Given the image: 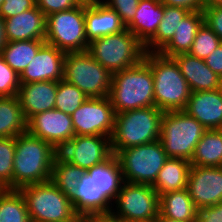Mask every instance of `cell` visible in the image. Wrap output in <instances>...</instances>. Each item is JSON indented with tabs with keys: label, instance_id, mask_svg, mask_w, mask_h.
Segmentation results:
<instances>
[{
	"label": "cell",
	"instance_id": "cell-1",
	"mask_svg": "<svg viewBox=\"0 0 222 222\" xmlns=\"http://www.w3.org/2000/svg\"><path fill=\"white\" fill-rule=\"evenodd\" d=\"M58 154L49 142L28 132L15 137L13 161V189L51 179L54 159Z\"/></svg>",
	"mask_w": 222,
	"mask_h": 222
},
{
	"label": "cell",
	"instance_id": "cell-2",
	"mask_svg": "<svg viewBox=\"0 0 222 222\" xmlns=\"http://www.w3.org/2000/svg\"><path fill=\"white\" fill-rule=\"evenodd\" d=\"M108 97L115 113L155 106L153 74L147 62L143 59L113 73Z\"/></svg>",
	"mask_w": 222,
	"mask_h": 222
},
{
	"label": "cell",
	"instance_id": "cell-3",
	"mask_svg": "<svg viewBox=\"0 0 222 222\" xmlns=\"http://www.w3.org/2000/svg\"><path fill=\"white\" fill-rule=\"evenodd\" d=\"M143 59L153 74L155 106L163 112L184 110L191 91L176 61L159 52H145Z\"/></svg>",
	"mask_w": 222,
	"mask_h": 222
},
{
	"label": "cell",
	"instance_id": "cell-4",
	"mask_svg": "<svg viewBox=\"0 0 222 222\" xmlns=\"http://www.w3.org/2000/svg\"><path fill=\"white\" fill-rule=\"evenodd\" d=\"M163 114L156 106L115 113L110 138L112 153L116 155L120 150L159 140Z\"/></svg>",
	"mask_w": 222,
	"mask_h": 222
},
{
	"label": "cell",
	"instance_id": "cell-5",
	"mask_svg": "<svg viewBox=\"0 0 222 222\" xmlns=\"http://www.w3.org/2000/svg\"><path fill=\"white\" fill-rule=\"evenodd\" d=\"M31 222L84 221L70 199L51 181L21 187Z\"/></svg>",
	"mask_w": 222,
	"mask_h": 222
},
{
	"label": "cell",
	"instance_id": "cell-6",
	"mask_svg": "<svg viewBox=\"0 0 222 222\" xmlns=\"http://www.w3.org/2000/svg\"><path fill=\"white\" fill-rule=\"evenodd\" d=\"M206 130L197 119L184 110L164 112L159 140L168 158L190 161Z\"/></svg>",
	"mask_w": 222,
	"mask_h": 222
},
{
	"label": "cell",
	"instance_id": "cell-7",
	"mask_svg": "<svg viewBox=\"0 0 222 222\" xmlns=\"http://www.w3.org/2000/svg\"><path fill=\"white\" fill-rule=\"evenodd\" d=\"M87 52L112 74L143 60L144 45L126 28L89 43Z\"/></svg>",
	"mask_w": 222,
	"mask_h": 222
},
{
	"label": "cell",
	"instance_id": "cell-8",
	"mask_svg": "<svg viewBox=\"0 0 222 222\" xmlns=\"http://www.w3.org/2000/svg\"><path fill=\"white\" fill-rule=\"evenodd\" d=\"M63 79L77 86L88 98L109 95L112 73L87 51L68 52L64 58Z\"/></svg>",
	"mask_w": 222,
	"mask_h": 222
},
{
	"label": "cell",
	"instance_id": "cell-9",
	"mask_svg": "<svg viewBox=\"0 0 222 222\" xmlns=\"http://www.w3.org/2000/svg\"><path fill=\"white\" fill-rule=\"evenodd\" d=\"M116 156L125 182L151 186L168 159L160 140L120 150Z\"/></svg>",
	"mask_w": 222,
	"mask_h": 222
},
{
	"label": "cell",
	"instance_id": "cell-10",
	"mask_svg": "<svg viewBox=\"0 0 222 222\" xmlns=\"http://www.w3.org/2000/svg\"><path fill=\"white\" fill-rule=\"evenodd\" d=\"M45 42L65 53L87 51L85 4L47 16Z\"/></svg>",
	"mask_w": 222,
	"mask_h": 222
},
{
	"label": "cell",
	"instance_id": "cell-11",
	"mask_svg": "<svg viewBox=\"0 0 222 222\" xmlns=\"http://www.w3.org/2000/svg\"><path fill=\"white\" fill-rule=\"evenodd\" d=\"M159 195L151 185L122 184L110 215L127 222H151L159 216Z\"/></svg>",
	"mask_w": 222,
	"mask_h": 222
},
{
	"label": "cell",
	"instance_id": "cell-12",
	"mask_svg": "<svg viewBox=\"0 0 222 222\" xmlns=\"http://www.w3.org/2000/svg\"><path fill=\"white\" fill-rule=\"evenodd\" d=\"M71 118L75 135L112 136L115 111L108 96L87 98Z\"/></svg>",
	"mask_w": 222,
	"mask_h": 222
},
{
	"label": "cell",
	"instance_id": "cell-13",
	"mask_svg": "<svg viewBox=\"0 0 222 222\" xmlns=\"http://www.w3.org/2000/svg\"><path fill=\"white\" fill-rule=\"evenodd\" d=\"M58 154L68 163L87 171L107 160L113 153L110 137L75 135Z\"/></svg>",
	"mask_w": 222,
	"mask_h": 222
},
{
	"label": "cell",
	"instance_id": "cell-14",
	"mask_svg": "<svg viewBox=\"0 0 222 222\" xmlns=\"http://www.w3.org/2000/svg\"><path fill=\"white\" fill-rule=\"evenodd\" d=\"M27 132L58 151L75 136L71 115L55 108L32 116L27 121Z\"/></svg>",
	"mask_w": 222,
	"mask_h": 222
},
{
	"label": "cell",
	"instance_id": "cell-15",
	"mask_svg": "<svg viewBox=\"0 0 222 222\" xmlns=\"http://www.w3.org/2000/svg\"><path fill=\"white\" fill-rule=\"evenodd\" d=\"M187 191L199 210L222 202V166H190Z\"/></svg>",
	"mask_w": 222,
	"mask_h": 222
},
{
	"label": "cell",
	"instance_id": "cell-16",
	"mask_svg": "<svg viewBox=\"0 0 222 222\" xmlns=\"http://www.w3.org/2000/svg\"><path fill=\"white\" fill-rule=\"evenodd\" d=\"M66 53L54 45L44 43L24 72L20 84L41 81H60L63 79Z\"/></svg>",
	"mask_w": 222,
	"mask_h": 222
},
{
	"label": "cell",
	"instance_id": "cell-17",
	"mask_svg": "<svg viewBox=\"0 0 222 222\" xmlns=\"http://www.w3.org/2000/svg\"><path fill=\"white\" fill-rule=\"evenodd\" d=\"M184 111L207 130L222 129V88L191 92Z\"/></svg>",
	"mask_w": 222,
	"mask_h": 222
},
{
	"label": "cell",
	"instance_id": "cell-18",
	"mask_svg": "<svg viewBox=\"0 0 222 222\" xmlns=\"http://www.w3.org/2000/svg\"><path fill=\"white\" fill-rule=\"evenodd\" d=\"M6 41L45 40L46 17L36 6L4 19Z\"/></svg>",
	"mask_w": 222,
	"mask_h": 222
},
{
	"label": "cell",
	"instance_id": "cell-19",
	"mask_svg": "<svg viewBox=\"0 0 222 222\" xmlns=\"http://www.w3.org/2000/svg\"><path fill=\"white\" fill-rule=\"evenodd\" d=\"M56 92V81L20 84L17 97L26 120L35 114L54 109Z\"/></svg>",
	"mask_w": 222,
	"mask_h": 222
},
{
	"label": "cell",
	"instance_id": "cell-20",
	"mask_svg": "<svg viewBox=\"0 0 222 222\" xmlns=\"http://www.w3.org/2000/svg\"><path fill=\"white\" fill-rule=\"evenodd\" d=\"M186 79L191 92L213 91L222 88V79L214 73L204 59L181 53L172 57Z\"/></svg>",
	"mask_w": 222,
	"mask_h": 222
},
{
	"label": "cell",
	"instance_id": "cell-21",
	"mask_svg": "<svg viewBox=\"0 0 222 222\" xmlns=\"http://www.w3.org/2000/svg\"><path fill=\"white\" fill-rule=\"evenodd\" d=\"M75 212L84 218L110 215L112 202L97 188L91 177L85 173L77 187V192L70 199Z\"/></svg>",
	"mask_w": 222,
	"mask_h": 222
},
{
	"label": "cell",
	"instance_id": "cell-22",
	"mask_svg": "<svg viewBox=\"0 0 222 222\" xmlns=\"http://www.w3.org/2000/svg\"><path fill=\"white\" fill-rule=\"evenodd\" d=\"M85 27L88 43L126 29L120 16L104 3L85 5Z\"/></svg>",
	"mask_w": 222,
	"mask_h": 222
},
{
	"label": "cell",
	"instance_id": "cell-23",
	"mask_svg": "<svg viewBox=\"0 0 222 222\" xmlns=\"http://www.w3.org/2000/svg\"><path fill=\"white\" fill-rule=\"evenodd\" d=\"M163 14L160 0H139L136 14L126 28L145 46L155 36Z\"/></svg>",
	"mask_w": 222,
	"mask_h": 222
},
{
	"label": "cell",
	"instance_id": "cell-24",
	"mask_svg": "<svg viewBox=\"0 0 222 222\" xmlns=\"http://www.w3.org/2000/svg\"><path fill=\"white\" fill-rule=\"evenodd\" d=\"M204 23L203 10L191 11L177 27L172 39L159 51L166 57L188 53L198 29Z\"/></svg>",
	"mask_w": 222,
	"mask_h": 222
},
{
	"label": "cell",
	"instance_id": "cell-25",
	"mask_svg": "<svg viewBox=\"0 0 222 222\" xmlns=\"http://www.w3.org/2000/svg\"><path fill=\"white\" fill-rule=\"evenodd\" d=\"M99 191L113 203L124 183L122 169L115 154L86 171Z\"/></svg>",
	"mask_w": 222,
	"mask_h": 222
},
{
	"label": "cell",
	"instance_id": "cell-26",
	"mask_svg": "<svg viewBox=\"0 0 222 222\" xmlns=\"http://www.w3.org/2000/svg\"><path fill=\"white\" fill-rule=\"evenodd\" d=\"M159 214L172 220L197 222V211L187 189L159 196Z\"/></svg>",
	"mask_w": 222,
	"mask_h": 222
},
{
	"label": "cell",
	"instance_id": "cell-27",
	"mask_svg": "<svg viewBox=\"0 0 222 222\" xmlns=\"http://www.w3.org/2000/svg\"><path fill=\"white\" fill-rule=\"evenodd\" d=\"M190 161L182 158H168L152 185L158 195L186 189Z\"/></svg>",
	"mask_w": 222,
	"mask_h": 222
},
{
	"label": "cell",
	"instance_id": "cell-28",
	"mask_svg": "<svg viewBox=\"0 0 222 222\" xmlns=\"http://www.w3.org/2000/svg\"><path fill=\"white\" fill-rule=\"evenodd\" d=\"M190 163L200 167L222 166V129L205 131L195 147Z\"/></svg>",
	"mask_w": 222,
	"mask_h": 222
},
{
	"label": "cell",
	"instance_id": "cell-29",
	"mask_svg": "<svg viewBox=\"0 0 222 222\" xmlns=\"http://www.w3.org/2000/svg\"><path fill=\"white\" fill-rule=\"evenodd\" d=\"M27 132V120L16 96L0 97V138Z\"/></svg>",
	"mask_w": 222,
	"mask_h": 222
},
{
	"label": "cell",
	"instance_id": "cell-30",
	"mask_svg": "<svg viewBox=\"0 0 222 222\" xmlns=\"http://www.w3.org/2000/svg\"><path fill=\"white\" fill-rule=\"evenodd\" d=\"M191 10L164 5V14L155 36L144 46L145 52H159L174 36L177 27Z\"/></svg>",
	"mask_w": 222,
	"mask_h": 222
},
{
	"label": "cell",
	"instance_id": "cell-31",
	"mask_svg": "<svg viewBox=\"0 0 222 222\" xmlns=\"http://www.w3.org/2000/svg\"><path fill=\"white\" fill-rule=\"evenodd\" d=\"M44 43L45 40L9 41L6 42L0 54L20 76Z\"/></svg>",
	"mask_w": 222,
	"mask_h": 222
},
{
	"label": "cell",
	"instance_id": "cell-32",
	"mask_svg": "<svg viewBox=\"0 0 222 222\" xmlns=\"http://www.w3.org/2000/svg\"><path fill=\"white\" fill-rule=\"evenodd\" d=\"M85 173L84 169L68 163L57 154L53 162L50 180L71 199L77 192V187Z\"/></svg>",
	"mask_w": 222,
	"mask_h": 222
},
{
	"label": "cell",
	"instance_id": "cell-33",
	"mask_svg": "<svg viewBox=\"0 0 222 222\" xmlns=\"http://www.w3.org/2000/svg\"><path fill=\"white\" fill-rule=\"evenodd\" d=\"M0 222H31L20 190L3 189L0 192Z\"/></svg>",
	"mask_w": 222,
	"mask_h": 222
},
{
	"label": "cell",
	"instance_id": "cell-34",
	"mask_svg": "<svg viewBox=\"0 0 222 222\" xmlns=\"http://www.w3.org/2000/svg\"><path fill=\"white\" fill-rule=\"evenodd\" d=\"M87 98L77 86L61 79L57 82L54 108L71 115Z\"/></svg>",
	"mask_w": 222,
	"mask_h": 222
},
{
	"label": "cell",
	"instance_id": "cell-35",
	"mask_svg": "<svg viewBox=\"0 0 222 222\" xmlns=\"http://www.w3.org/2000/svg\"><path fill=\"white\" fill-rule=\"evenodd\" d=\"M15 137L0 138V186L13 189Z\"/></svg>",
	"mask_w": 222,
	"mask_h": 222
},
{
	"label": "cell",
	"instance_id": "cell-36",
	"mask_svg": "<svg viewBox=\"0 0 222 222\" xmlns=\"http://www.w3.org/2000/svg\"><path fill=\"white\" fill-rule=\"evenodd\" d=\"M221 43L220 38L212 29L203 23L198 29L192 48L188 53L205 60Z\"/></svg>",
	"mask_w": 222,
	"mask_h": 222
},
{
	"label": "cell",
	"instance_id": "cell-37",
	"mask_svg": "<svg viewBox=\"0 0 222 222\" xmlns=\"http://www.w3.org/2000/svg\"><path fill=\"white\" fill-rule=\"evenodd\" d=\"M20 76L5 62L0 54V97H12L18 94Z\"/></svg>",
	"mask_w": 222,
	"mask_h": 222
},
{
	"label": "cell",
	"instance_id": "cell-38",
	"mask_svg": "<svg viewBox=\"0 0 222 222\" xmlns=\"http://www.w3.org/2000/svg\"><path fill=\"white\" fill-rule=\"evenodd\" d=\"M138 3L139 0H104V4L120 16L125 26L133 20Z\"/></svg>",
	"mask_w": 222,
	"mask_h": 222
},
{
	"label": "cell",
	"instance_id": "cell-39",
	"mask_svg": "<svg viewBox=\"0 0 222 222\" xmlns=\"http://www.w3.org/2000/svg\"><path fill=\"white\" fill-rule=\"evenodd\" d=\"M36 6V0H4L0 8V16L7 19Z\"/></svg>",
	"mask_w": 222,
	"mask_h": 222
},
{
	"label": "cell",
	"instance_id": "cell-40",
	"mask_svg": "<svg viewBox=\"0 0 222 222\" xmlns=\"http://www.w3.org/2000/svg\"><path fill=\"white\" fill-rule=\"evenodd\" d=\"M36 2L45 17L52 13L73 9L79 5L77 0H36Z\"/></svg>",
	"mask_w": 222,
	"mask_h": 222
},
{
	"label": "cell",
	"instance_id": "cell-41",
	"mask_svg": "<svg viewBox=\"0 0 222 222\" xmlns=\"http://www.w3.org/2000/svg\"><path fill=\"white\" fill-rule=\"evenodd\" d=\"M204 23L220 38L222 42V6L203 8Z\"/></svg>",
	"mask_w": 222,
	"mask_h": 222
},
{
	"label": "cell",
	"instance_id": "cell-42",
	"mask_svg": "<svg viewBox=\"0 0 222 222\" xmlns=\"http://www.w3.org/2000/svg\"><path fill=\"white\" fill-rule=\"evenodd\" d=\"M197 222H222V202L197 211Z\"/></svg>",
	"mask_w": 222,
	"mask_h": 222
},
{
	"label": "cell",
	"instance_id": "cell-43",
	"mask_svg": "<svg viewBox=\"0 0 222 222\" xmlns=\"http://www.w3.org/2000/svg\"><path fill=\"white\" fill-rule=\"evenodd\" d=\"M205 62L222 79V43L205 59Z\"/></svg>",
	"mask_w": 222,
	"mask_h": 222
},
{
	"label": "cell",
	"instance_id": "cell-44",
	"mask_svg": "<svg viewBox=\"0 0 222 222\" xmlns=\"http://www.w3.org/2000/svg\"><path fill=\"white\" fill-rule=\"evenodd\" d=\"M162 4L168 6L182 7L191 11L203 9V0H160Z\"/></svg>",
	"mask_w": 222,
	"mask_h": 222
},
{
	"label": "cell",
	"instance_id": "cell-45",
	"mask_svg": "<svg viewBox=\"0 0 222 222\" xmlns=\"http://www.w3.org/2000/svg\"><path fill=\"white\" fill-rule=\"evenodd\" d=\"M84 222H122L113 218L111 215L90 216L84 218Z\"/></svg>",
	"mask_w": 222,
	"mask_h": 222
},
{
	"label": "cell",
	"instance_id": "cell-46",
	"mask_svg": "<svg viewBox=\"0 0 222 222\" xmlns=\"http://www.w3.org/2000/svg\"><path fill=\"white\" fill-rule=\"evenodd\" d=\"M6 42L4 19L0 16V53Z\"/></svg>",
	"mask_w": 222,
	"mask_h": 222
},
{
	"label": "cell",
	"instance_id": "cell-47",
	"mask_svg": "<svg viewBox=\"0 0 222 222\" xmlns=\"http://www.w3.org/2000/svg\"><path fill=\"white\" fill-rule=\"evenodd\" d=\"M222 6V0H203V8Z\"/></svg>",
	"mask_w": 222,
	"mask_h": 222
},
{
	"label": "cell",
	"instance_id": "cell-48",
	"mask_svg": "<svg viewBox=\"0 0 222 222\" xmlns=\"http://www.w3.org/2000/svg\"><path fill=\"white\" fill-rule=\"evenodd\" d=\"M79 4L92 5L104 3V0H77Z\"/></svg>",
	"mask_w": 222,
	"mask_h": 222
},
{
	"label": "cell",
	"instance_id": "cell-49",
	"mask_svg": "<svg viewBox=\"0 0 222 222\" xmlns=\"http://www.w3.org/2000/svg\"><path fill=\"white\" fill-rule=\"evenodd\" d=\"M154 222H182V221L172 220L167 217H163L159 214V216L156 218Z\"/></svg>",
	"mask_w": 222,
	"mask_h": 222
},
{
	"label": "cell",
	"instance_id": "cell-50",
	"mask_svg": "<svg viewBox=\"0 0 222 222\" xmlns=\"http://www.w3.org/2000/svg\"><path fill=\"white\" fill-rule=\"evenodd\" d=\"M64 222H84V221H64Z\"/></svg>",
	"mask_w": 222,
	"mask_h": 222
},
{
	"label": "cell",
	"instance_id": "cell-51",
	"mask_svg": "<svg viewBox=\"0 0 222 222\" xmlns=\"http://www.w3.org/2000/svg\"><path fill=\"white\" fill-rule=\"evenodd\" d=\"M4 0H0V8H1V5L3 4Z\"/></svg>",
	"mask_w": 222,
	"mask_h": 222
}]
</instances>
